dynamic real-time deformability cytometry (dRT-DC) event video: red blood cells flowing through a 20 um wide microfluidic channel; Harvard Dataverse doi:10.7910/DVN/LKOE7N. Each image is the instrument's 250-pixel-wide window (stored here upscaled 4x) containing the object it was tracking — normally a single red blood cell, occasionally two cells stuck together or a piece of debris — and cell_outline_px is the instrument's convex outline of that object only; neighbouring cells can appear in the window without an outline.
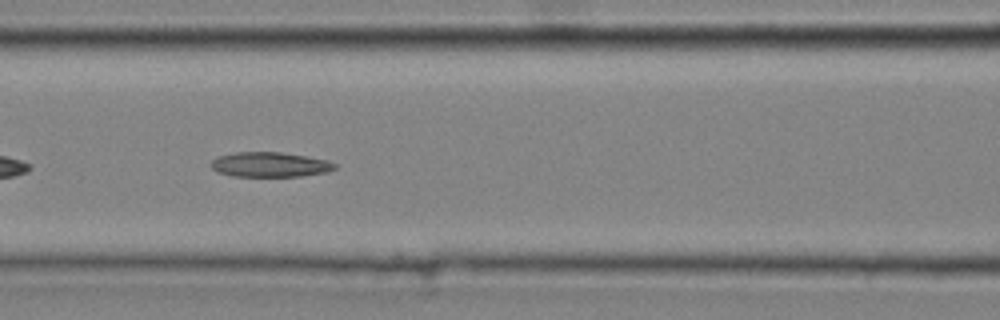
{"species": "common noctule bat (a hibernating species)", "species_latin": "Nyctalus noctula", "temperature_condition": "cold", "stored_images_in_passage": 36, "camera_frame_rate_fps": 3000, "um_per_image_px": 0.085, "animal": {"sex": "male", "body_mass_g": 20.4}, "frame": {"image": 1, "passage_image": 12, "time_ms": 3.667, "image_size_px": [1000, 320], "cell_outline_px": [[336, 168], [328, 172], [300, 176], [232, 176], [216, 172], [212, 168], [212, 160], [216, 156], [236, 152], [280, 152], [308, 156], [328, 160], [336, 164]], "centroid_in_image_um": [22.94, 13.98], "position_along_channel_um": 143.7, "area_um2": 18.03}}
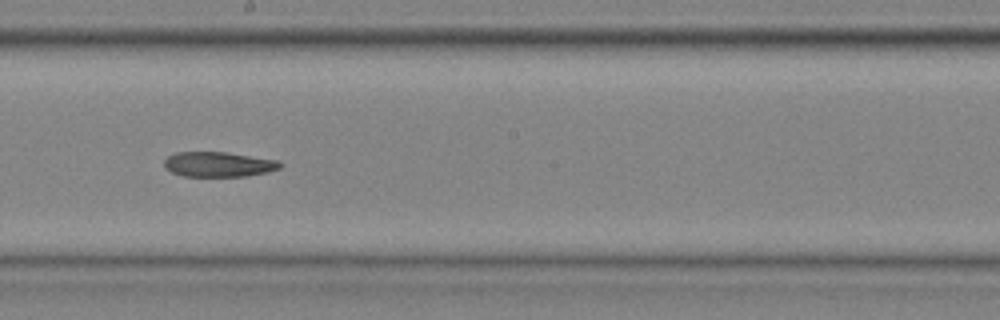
{"frame": {"image": 2, "passage_image": 18, "time_ms": 5.667, "image_size_px": [1000, 320], "cell_outline_px": [[284, 164], [280, 168], [268, 172], [248, 176], [184, 176], [172, 172], [164, 168], [164, 160], [168, 156], [176, 152], [224, 152], [276, 160]], "centroid_in_image_um": [18.56, 13.97], "position_along_channel_um": 229.6, "area_um2": 16.82}}
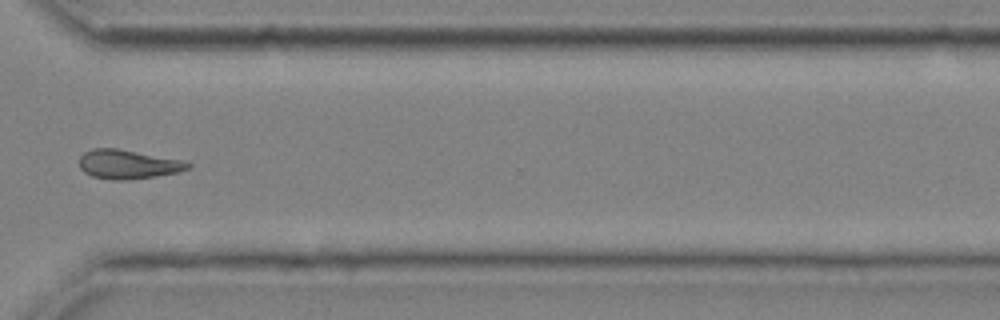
{"frame": {"image": 3, "passage_image": 27, "time_ms": 8.667, "image_size_px": [1000, 320], "cell_outline_px": [[192, 164], [188, 168], [180, 172], [156, 176], [128, 180], [112, 180], [92, 176], [84, 172], [80, 168], [80, 156], [84, 152], [92, 148], [116, 148], [180, 160]], "centroid_in_image_um": [10.84, 13.97], "position_along_channel_um": 359.8, "area_um2": 18.26}}